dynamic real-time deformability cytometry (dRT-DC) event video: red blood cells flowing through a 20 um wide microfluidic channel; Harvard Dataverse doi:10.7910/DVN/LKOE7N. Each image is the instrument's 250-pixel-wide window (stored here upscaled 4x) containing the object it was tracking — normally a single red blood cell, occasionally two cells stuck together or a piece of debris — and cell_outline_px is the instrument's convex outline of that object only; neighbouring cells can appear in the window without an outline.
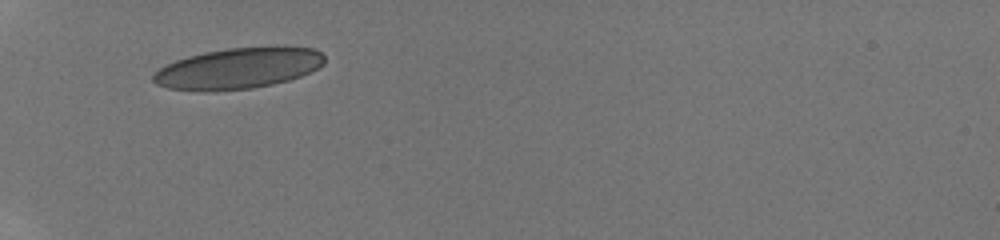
{"species": "human", "species_latin": "Homo sapiens", "temperature_condition": "room temperature", "stored_images_in_passage": 33, "camera_frame_rate_fps": 3000, "um_per_image_px": 0.085, "donor": {"sex": "male"}, "frame": {"image": 1, "passage_image": 1, "time_ms": 0.0, "image_size_px": [1000, 240], "cell_outline_px": [[324, 64], [300, 76], [288, 80], [272, 84], [252, 88], [204, 92], [168, 88], [156, 84], [152, 80], [152, 76], [160, 68], [176, 60], [188, 56], [204, 52], [228, 48], [276, 44], [284, 44], [316, 48], [324, 56]], "centroid_in_image_um": [20.3, 5.77], "position_along_channel_um": 64.7, "area_um2": 41.62}}
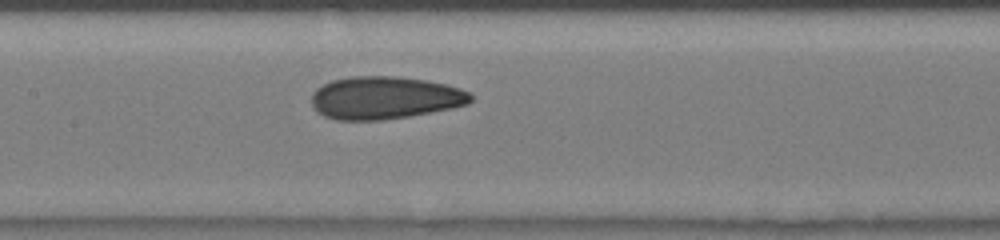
{"frame": {"image": 2, "passage_image": 10, "time_ms": 3.0, "image_size_px": [1000, 240], "cell_outline_px": [[472, 100], [468, 104], [452, 108], [408, 116], [384, 120], [336, 120], [324, 116], [316, 112], [312, 108], [312, 92], [316, 88], [332, 80], [352, 76], [396, 76], [424, 80], [444, 84], [460, 88], [468, 92], [472, 96]], "centroid_in_image_um": [32.66, 8.32], "position_along_channel_um": 174.7, "area_um2": 39.65}}
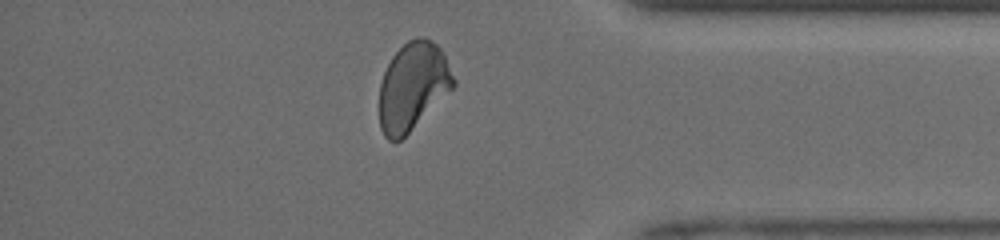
{"frame": {"image": 3, "passage_image": 27, "time_ms": 8.667, "image_size_px": [1000, 240], "cell_outline_px": [[456, 84], [400, 140], [388, 140], [384, 136], [380, 128], [380, 84], [384, 72], [392, 56], [408, 40], [416, 36], [424, 36], [436, 44], [440, 48], [456, 80]], "centroid_in_image_um": [35.07, 7.31], "position_along_channel_um": 400.1, "area_um2": 37.28}, "authors_computed_cell_mechanics": {"area_um2": 38.8416, "velocity_mm_per_s": 4.1868, "shape_relaxation_time_tau1_ms": 6.0459, "shape_relaxation_time_tau2_ms": 1.292, "deformation_change_tau1": 0.1583, "deformation_change_tau2": 0.0638}}